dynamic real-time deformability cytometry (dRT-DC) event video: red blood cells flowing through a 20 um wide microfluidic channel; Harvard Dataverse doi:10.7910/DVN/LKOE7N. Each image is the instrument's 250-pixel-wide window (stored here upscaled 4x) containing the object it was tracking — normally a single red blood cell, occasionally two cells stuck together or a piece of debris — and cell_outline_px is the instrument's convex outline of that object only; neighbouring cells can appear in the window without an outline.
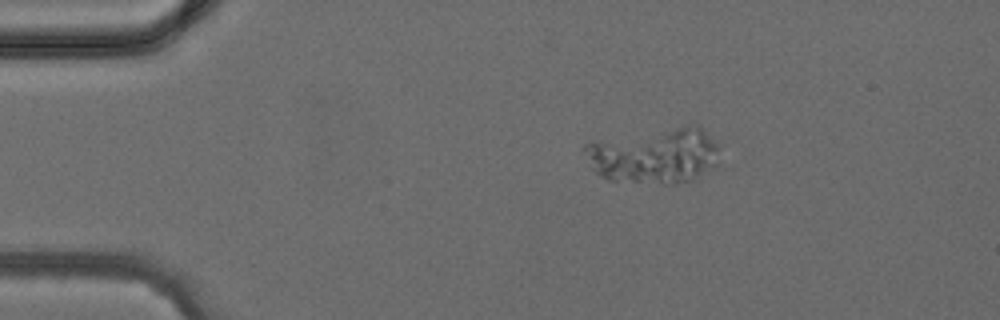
{"species": "common noctule bat (a hibernating species)", "species_latin": "Nyctalus noctula", "temperature_condition": "cold", "stored_images_in_passage": 2, "camera_frame_rate_fps": 3000, "um_per_image_px": 0.085, "animal": {"sex": "female", "body_mass_g": 24.6, "forearm_length_mm": 56.2}, "frame": {"image": 1, "passage_image": 1, "time_ms": 0.0, "image_size_px": [1000, 320], "cell_outline_px": [[720, 164], [692, 180], [672, 184], [664, 184], [608, 180], [596, 172], [592, 168], [580, 148], [584, 144], [600, 140], [684, 124], [700, 124], [720, 144]], "centroid_in_image_um": [55.72, 13.2], "position_along_channel_um": 29.3, "area_um2": 44.8}}